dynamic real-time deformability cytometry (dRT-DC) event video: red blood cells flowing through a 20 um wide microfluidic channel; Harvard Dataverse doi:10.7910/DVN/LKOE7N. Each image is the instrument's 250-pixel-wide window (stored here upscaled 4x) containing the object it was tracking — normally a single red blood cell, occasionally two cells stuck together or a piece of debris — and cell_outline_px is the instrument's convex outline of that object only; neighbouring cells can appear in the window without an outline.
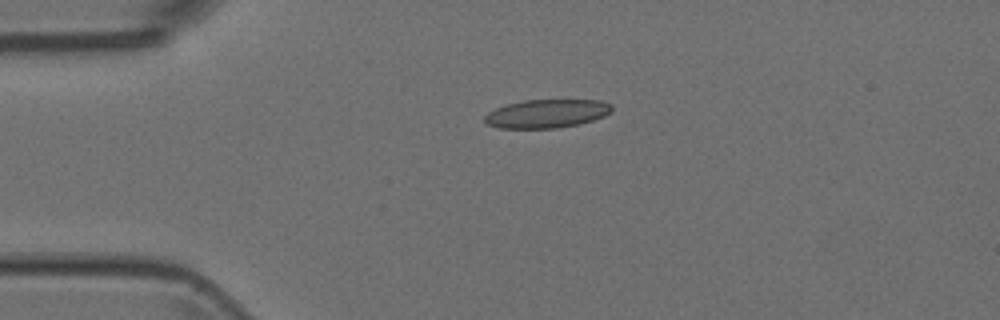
{"species": "Egyptian fruit bat (a non-hibernating species)", "species_latin": "Rousettus aegyptiacus", "temperature_condition": "room temperature", "stored_images_in_passage": 2, "camera_frame_rate_fps": 3000, "um_per_image_px": 0.085, "animal": {"sex": "female"}, "frame": {"image": 1, "passage_image": 1, "time_ms": 0.0, "image_size_px": [1000, 320], "cell_outline_px": [[612, 112], [604, 116], [580, 124], [556, 128], [500, 128], [488, 124], [484, 120], [484, 116], [488, 112], [496, 108], [508, 104], [524, 100], [600, 100], [612, 104]], "centroid_in_image_um": [46.5, 9.65], "position_along_channel_um": 38.5, "area_um2": 21.1}}